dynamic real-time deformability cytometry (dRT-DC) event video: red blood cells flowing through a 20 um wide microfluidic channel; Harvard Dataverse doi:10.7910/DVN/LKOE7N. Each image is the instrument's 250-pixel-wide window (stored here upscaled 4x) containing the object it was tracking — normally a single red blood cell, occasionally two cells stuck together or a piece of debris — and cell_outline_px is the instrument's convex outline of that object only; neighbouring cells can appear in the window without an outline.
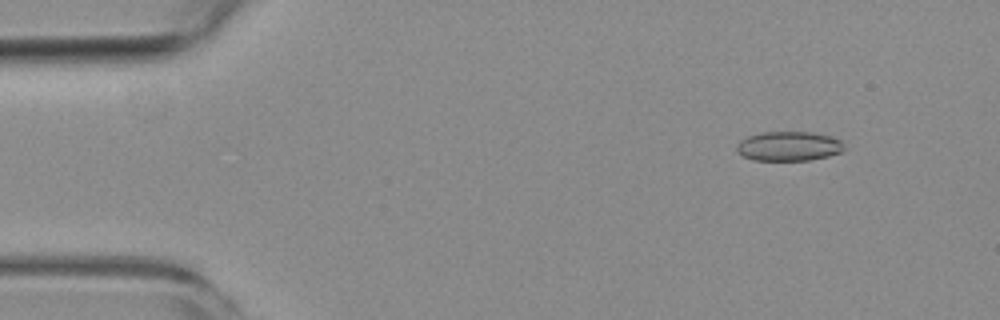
{"species": "common noctule bat (a hibernating species)", "species_latin": "Nyctalus noctula", "temperature_condition": "room temperature", "stored_images_in_passage": 6, "camera_frame_rate_fps": 3000, "um_per_image_px": 0.085, "animal": {"sex": "female", "body_mass_g": 19.3, "forearm_length_mm": 54.1}, "frame": {"image": 1, "passage_image": 2, "time_ms": 1.0, "image_size_px": [1000, 320], "cell_outline_px": [[844, 148], [840, 152], [828, 156], [808, 160], [752, 160], [736, 152], [736, 144], [740, 140], [748, 136], [760, 132], [812, 132], [828, 136], [840, 140]], "centroid_in_image_um": [66.98, 12.42], "position_along_channel_um": 18.0, "area_um2": 18.38}}
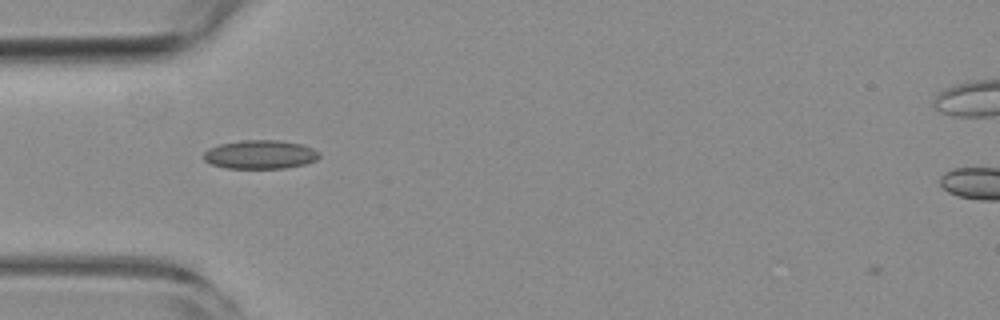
{"frame": {"image": 2, "passage_image": 5, "time_ms": 4.667, "image_size_px": [1000, 320], "cell_outline_px": [[320, 156], [316, 160], [304, 164], [284, 168], [228, 168], [212, 164], [204, 160], [204, 152], [208, 148], [220, 144], [240, 140], [280, 140], [304, 144], [320, 152]], "centroid_in_image_um": [22.14, 13.12], "position_along_channel_um": 62.9, "area_um2": 19.42}}
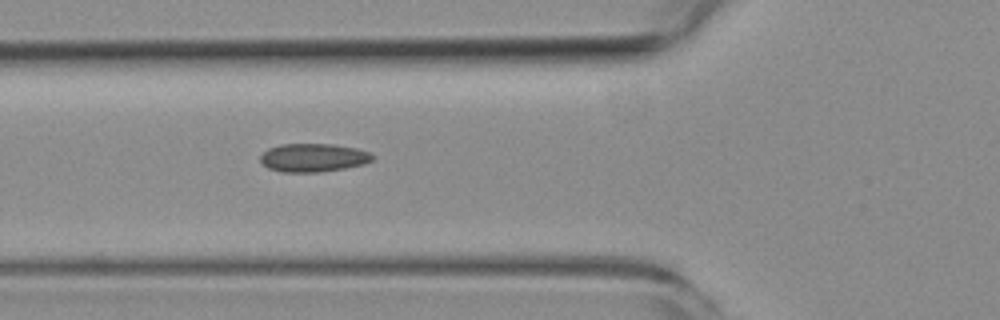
{"frame": {"image": 3, "passage_image": 6, "time_ms": 5.667, "image_size_px": [1000, 320], "cell_outline_px": [[376, 156], [372, 160], [364, 164], [344, 168], [320, 172], [280, 172], [268, 168], [260, 160], [260, 156], [268, 148], [280, 144], [332, 144], [356, 148], [368, 152]], "centroid_in_image_um": [26.62, 13.4], "position_along_channel_um": 99.2, "area_um2": 18.55}}